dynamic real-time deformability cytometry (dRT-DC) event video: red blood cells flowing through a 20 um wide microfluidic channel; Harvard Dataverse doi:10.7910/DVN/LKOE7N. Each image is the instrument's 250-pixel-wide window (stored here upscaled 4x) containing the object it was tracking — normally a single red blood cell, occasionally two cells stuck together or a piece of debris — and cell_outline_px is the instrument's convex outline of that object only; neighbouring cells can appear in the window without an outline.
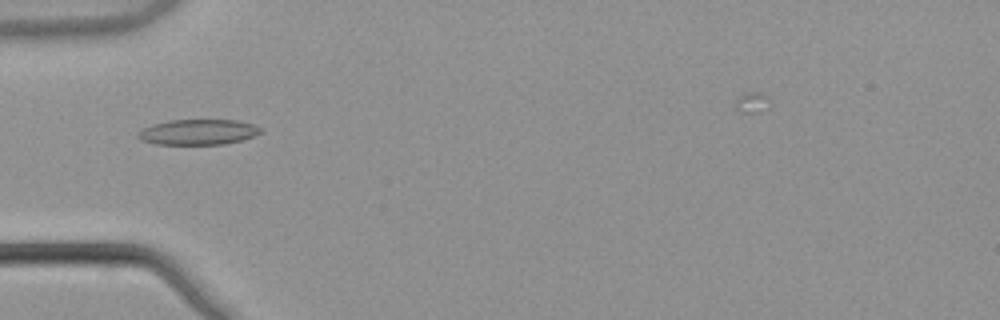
{"species": "common noctule bat (a hibernating species)", "species_latin": "Nyctalus noctula", "temperature_condition": "warm", "stored_images_in_passage": 51, "camera_frame_rate_fps": 3000, "um_per_image_px": 0.085, "animal": {"sex": "male", "body_mass_g": 21.5, "forearm_length_mm": 52.0}, "frame": {"image": 1, "passage_image": 18, "time_ms": 5.667, "image_size_px": [1000, 320], "cell_outline_px": [[264, 132], [240, 140], [224, 144], [156, 144], [140, 140], [136, 136], [136, 132], [152, 124], [168, 120], [236, 120], [252, 124], [260, 128]], "centroid_in_image_um": [16.79, 11.22], "position_along_channel_um": 68.2, "area_um2": 18.15}}
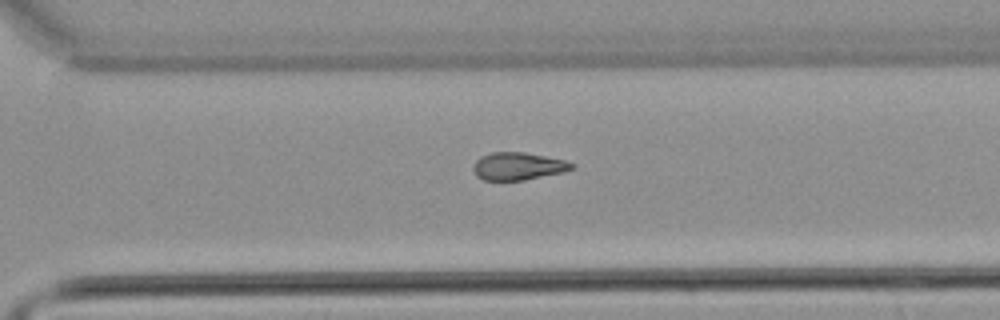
{"frame": {"image": 2, "passage_image": 38, "time_ms": 12.333, "image_size_px": [1000, 320], "cell_outline_px": [[576, 168], [564, 172], [524, 180], [484, 180], [476, 176], [472, 168], [472, 164], [480, 156], [492, 152], [524, 152], [568, 160], [576, 164]], "centroid_in_image_um": [44.07, 14.12], "position_along_channel_um": 326.5, "area_um2": 16.18}}
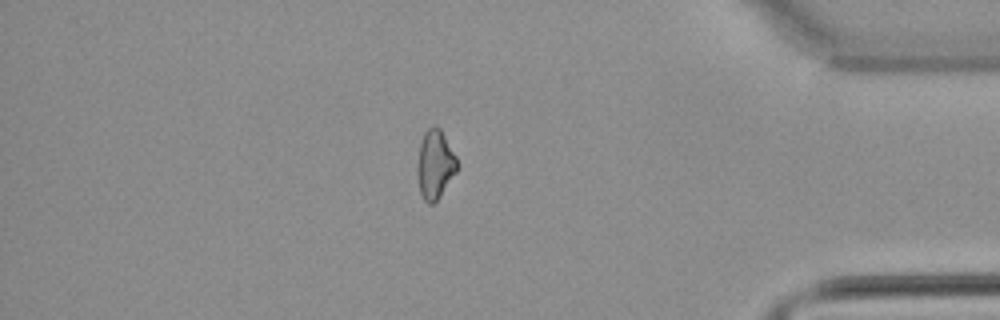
{"frame": {"image": 3, "passage_image": 46, "time_ms": 15.0, "image_size_px": [1000, 320], "cell_outline_px": [[456, 172], [440, 196], [432, 204], [428, 204], [424, 200], [420, 192], [416, 172], [416, 168], [420, 144], [424, 132], [432, 124], [436, 124], [440, 128], [456, 156]], "centroid_in_image_um": [36.95, 13.95], "position_along_channel_um": 398.3, "area_um2": 15.95}}